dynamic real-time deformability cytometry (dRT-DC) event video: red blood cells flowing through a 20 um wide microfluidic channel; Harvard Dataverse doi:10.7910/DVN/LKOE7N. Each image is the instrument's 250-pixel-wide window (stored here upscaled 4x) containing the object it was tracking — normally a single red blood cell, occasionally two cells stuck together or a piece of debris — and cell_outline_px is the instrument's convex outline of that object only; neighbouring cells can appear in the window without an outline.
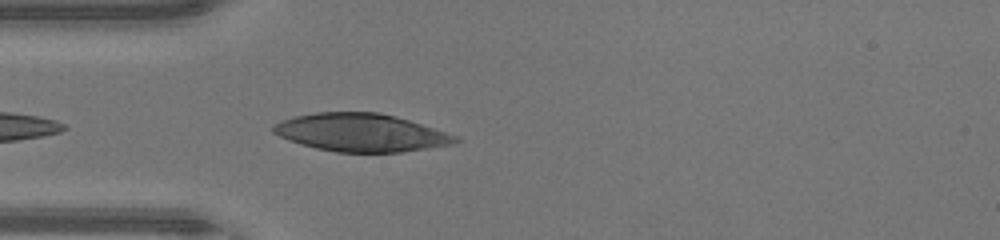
{"species": "human", "species_latin": "Homo sapiens", "temperature_condition": "warm", "stored_images_in_passage": 17, "camera_frame_rate_fps": 3000, "um_per_image_px": 0.085, "donor": {"sex": "male"}, "frame": {"image": 1, "passage_image": 3, "time_ms": 0.667, "image_size_px": [1000, 240], "cell_outline_px": [[460, 140], [448, 144], [400, 152], [336, 152], [316, 148], [300, 144], [280, 136], [272, 132], [272, 124], [296, 116], [316, 112], [380, 112], [396, 116], [456, 136]], "centroid_in_image_um": [30.61, 11.26], "position_along_channel_um": 54.4, "area_um2": 39.59}}
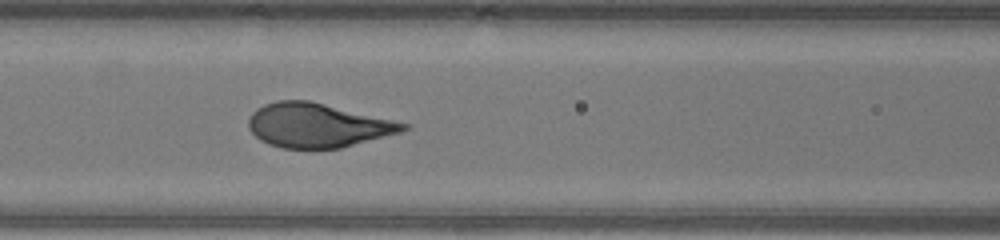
{"frame": {"image": 2, "passage_image": 9, "time_ms": 2.667, "image_size_px": [1000, 240], "cell_outline_px": [[412, 124], [408, 128], [400, 132], [340, 148], [280, 148], [268, 144], [260, 140], [248, 128], [248, 120], [252, 112], [256, 108], [264, 104], [276, 100], [308, 100]], "centroid_in_image_um": [26.96, 10.64], "position_along_channel_um": 139.6, "area_um2": 39.71}}
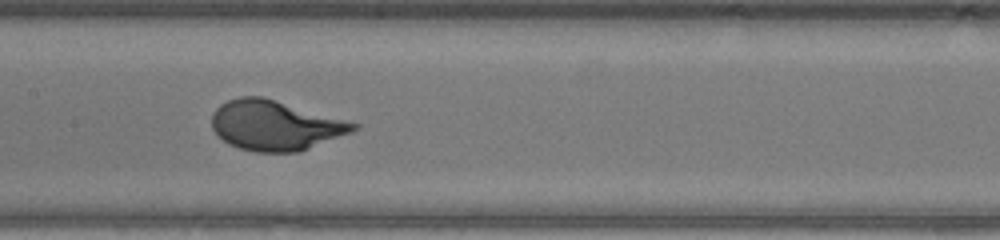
{"frame": {"image": 3, "passage_image": 12, "time_ms": 3.667, "image_size_px": [1000, 240], "cell_outline_px": [[360, 128], [352, 132], [296, 152], [256, 152], [240, 148], [228, 144], [212, 128], [212, 116], [216, 108], [220, 104], [228, 100], [240, 96], [264, 96], [360, 124]], "centroid_in_image_um": [23.39, 10.64], "position_along_channel_um": 184.0, "area_um2": 40.98}}